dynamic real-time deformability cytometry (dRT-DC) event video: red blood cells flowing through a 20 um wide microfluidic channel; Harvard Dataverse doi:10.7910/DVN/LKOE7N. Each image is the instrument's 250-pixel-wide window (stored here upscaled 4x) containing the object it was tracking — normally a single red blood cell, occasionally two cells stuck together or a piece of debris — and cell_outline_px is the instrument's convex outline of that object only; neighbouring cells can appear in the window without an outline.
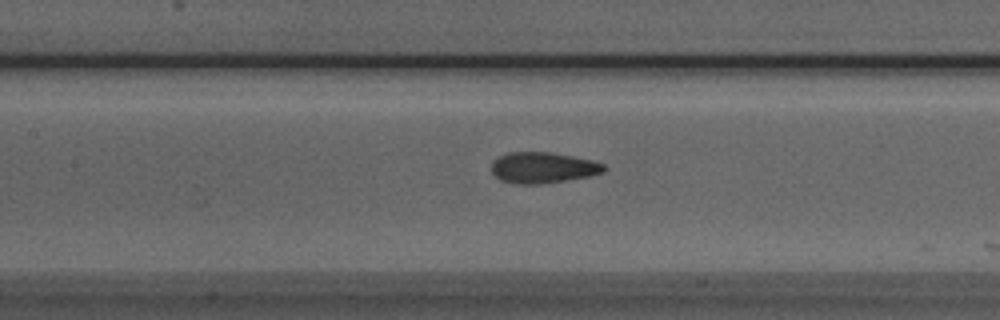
{"species": "Egyptian fruit bat (a non-hibernating species)", "species_latin": "Rousettus aegyptiacus", "temperature_condition": "room temperature", "stored_images_in_passage": 41, "camera_frame_rate_fps": 3000, "um_per_image_px": 0.085, "animal": {"sex": "male"}, "frame": {"image": 1, "passage_image": 12, "time_ms": 3.667, "image_size_px": [1000, 320], "cell_outline_px": [[608, 168], [604, 172], [588, 176], [540, 184], [512, 184], [500, 180], [492, 172], [492, 160], [508, 152], [548, 152], [572, 156], [592, 160], [604, 164]], "centroid_in_image_um": [46.13, 14.25], "position_along_channel_um": 161.3, "area_um2": 20.29}}
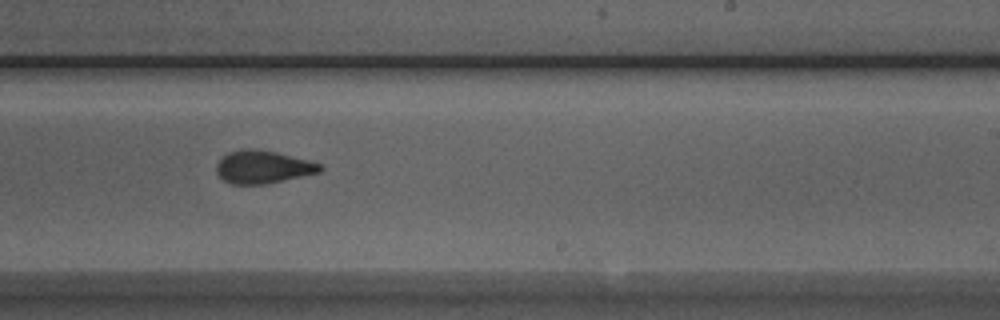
{"frame": {"image": 2, "passage_image": 20, "time_ms": 6.333, "image_size_px": [1000, 320], "cell_outline_px": [[324, 168], [320, 172], [268, 184], [232, 184], [224, 180], [216, 172], [216, 164], [228, 152], [248, 148], [252, 148], [276, 152], [308, 160], [320, 164]], "centroid_in_image_um": [22.35, 14.2], "position_along_channel_um": 266.6, "area_um2": 19.77}}
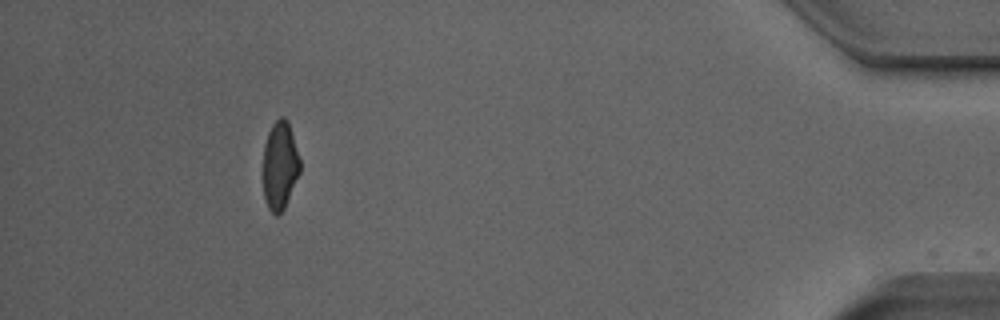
{"frame": {"image": 3, "passage_image": 36, "time_ms": 11.667, "image_size_px": [1000, 320], "cell_outline_px": [[300, 172], [284, 208], [276, 216], [268, 208], [264, 200], [264, 144], [268, 132], [272, 124], [280, 116], [284, 116], [288, 120], [300, 160]], "centroid_in_image_um": [23.79, 14.04], "position_along_channel_um": 411.4, "area_um2": 18.84}, "authors_computed_cell_mechanics": {"area_um2": 20.1722, "velocity_mm_per_s": 3.9575, "shape_relaxation_time_tau1_ms": 4.708, "shape_relaxation_time_tau2_ms": 0.9455, "deformation_change_tau1": 0.1385, "deformation_change_tau2": 0.0651}}